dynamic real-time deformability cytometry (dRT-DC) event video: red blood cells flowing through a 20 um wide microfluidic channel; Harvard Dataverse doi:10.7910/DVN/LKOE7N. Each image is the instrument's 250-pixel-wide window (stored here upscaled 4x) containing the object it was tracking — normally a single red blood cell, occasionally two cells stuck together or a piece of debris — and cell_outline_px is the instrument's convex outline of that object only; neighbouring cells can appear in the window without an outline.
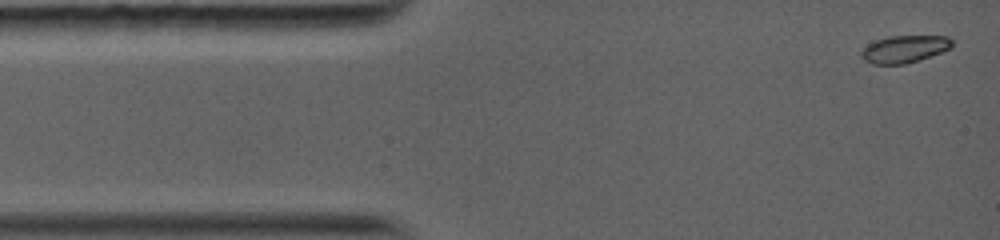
{"species": "common noctule bat (a hibernating species)", "species_latin": "Nyctalus noctula", "temperature_condition": "warm", "stored_images_in_passage": 29, "camera_frame_rate_fps": 5000, "um_per_image_px": 0.085, "animal": {"sex": "female", "body_mass_g": 19.0, "forearm_length_mm": 56.7}, "frame": {"image": 1, "passage_image": 1, "time_ms": 0.0, "image_size_px": [1000, 240], "cell_outline_px": [[952, 48], [904, 64], [872, 64], [864, 60], [860, 56], [860, 52], [868, 44], [876, 40], [888, 36], [948, 36], [952, 40]], "centroid_in_image_um": [76.85, 4.16], "position_along_channel_um": 8.2, "area_um2": 14.28}}
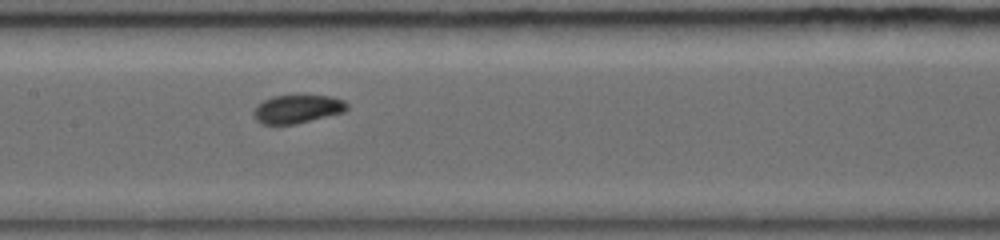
{"frame": {"image": 2, "passage_image": 13, "time_ms": 6.0, "image_size_px": [1000, 240], "cell_outline_px": [[348, 108], [344, 112], [296, 124], [260, 124], [252, 116], [252, 112], [256, 104], [272, 96], [332, 96], [344, 100], [348, 104]], "centroid_in_image_um": [25.24, 9.27], "position_along_channel_um": 182.2, "area_um2": 15.55}}
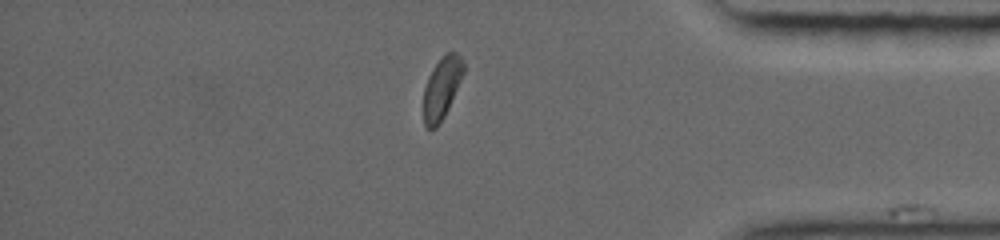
{"frame": {"image": 3, "passage_image": 24, "time_ms": 11.8, "image_size_px": [1000, 240], "cell_outline_px": [[464, 72], [448, 108], [444, 116], [436, 128], [428, 128], [424, 124], [424, 88], [428, 76], [432, 68], [448, 52], [456, 52], [460, 56], [464, 64]], "centroid_in_image_um": [37.54, 7.47], "position_along_channel_um": 397.7, "area_um2": 14.05}, "authors_computed_cell_mechanics": {"area_um2": 15.4904, "velocity_mm_per_s": 4.0977, "shape_relaxation_time_tau1_ms": 2.1575, "shape_relaxation_time_tau2_ms": 1.1253, "deformation_change_tau1": 0.1052, "deformation_change_tau2": 0.0391}}